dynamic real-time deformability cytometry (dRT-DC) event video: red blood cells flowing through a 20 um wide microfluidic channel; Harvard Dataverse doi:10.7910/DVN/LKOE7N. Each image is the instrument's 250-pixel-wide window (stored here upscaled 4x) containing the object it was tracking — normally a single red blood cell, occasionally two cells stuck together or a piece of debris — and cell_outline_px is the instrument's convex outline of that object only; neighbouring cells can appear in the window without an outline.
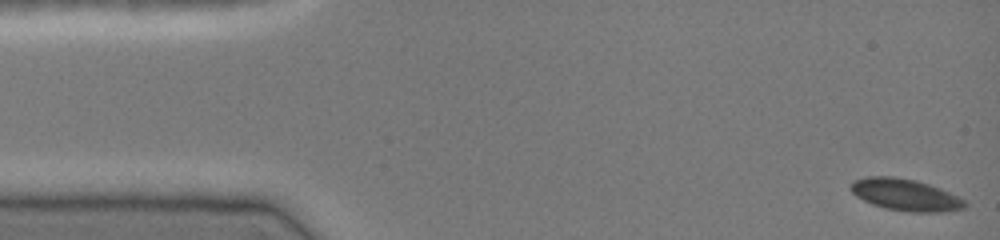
{"species": "common noctule bat (a hibernating species)", "species_latin": "Nyctalus noctula", "temperature_condition": "cold", "stored_images_in_passage": 47, "camera_frame_rate_fps": 3000, "um_per_image_px": 0.085, "animal": {"sex": "female", "body_mass_g": 19.0, "forearm_length_mm": 51.5}, "frame": {"image": 1, "passage_image": 1, "time_ms": 0.0, "image_size_px": [1000, 240], "cell_outline_px": [[968, 204], [964, 208], [940, 212], [908, 212], [884, 208], [872, 204], [856, 196], [848, 188], [852, 180], [868, 176], [892, 176], [912, 180], [928, 184], [948, 192], [964, 200]], "centroid_in_image_um": [76.89, 16.56], "position_along_channel_um": 8.1, "area_um2": 21.04}}
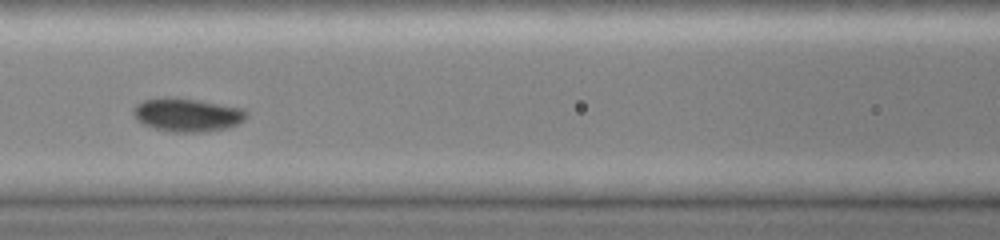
{"frame": {"image": 2, "passage_image": 20, "time_ms": 6.333, "image_size_px": [1000, 240], "cell_outline_px": [[248, 112], [244, 120], [228, 128], [200, 132], [172, 132], [156, 128], [144, 124], [132, 112], [132, 108], [136, 104], [144, 100], [196, 100], [244, 108]], "centroid_in_image_um": [15.98, 9.8], "position_along_channel_um": 150.6, "area_um2": 21.1}}
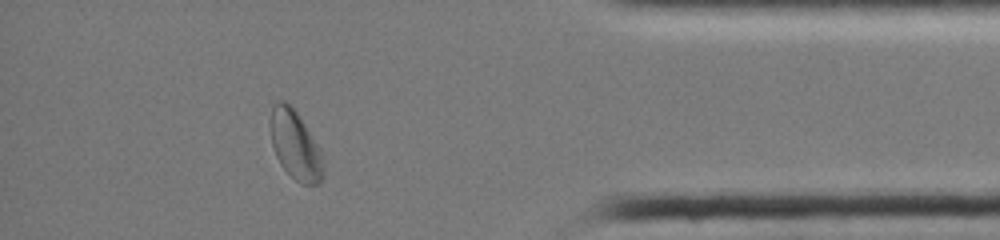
{"frame": {"image": 3, "passage_image": 41, "time_ms": 13.333, "image_size_px": [1000, 240], "cell_outline_px": [[324, 176], [320, 184], [300, 184], [280, 164], [276, 156], [272, 144], [268, 124], [272, 104], [276, 100], [284, 100], [296, 112], [304, 124], [316, 144], [320, 152], [324, 164]], "centroid_in_image_um": [25.06, 12.32], "position_along_channel_um": 410.1, "area_um2": 21.27}, "authors_computed_cell_mechanics": {"area_um2": 20.5768, "velocity_mm_per_s": 4.0357, "shape_relaxation_time_tau1_ms": 2.4083, "shape_relaxation_time_tau2_ms": null, "deformation_change_tau1": 0.0846, "deformation_change_tau2": null}}